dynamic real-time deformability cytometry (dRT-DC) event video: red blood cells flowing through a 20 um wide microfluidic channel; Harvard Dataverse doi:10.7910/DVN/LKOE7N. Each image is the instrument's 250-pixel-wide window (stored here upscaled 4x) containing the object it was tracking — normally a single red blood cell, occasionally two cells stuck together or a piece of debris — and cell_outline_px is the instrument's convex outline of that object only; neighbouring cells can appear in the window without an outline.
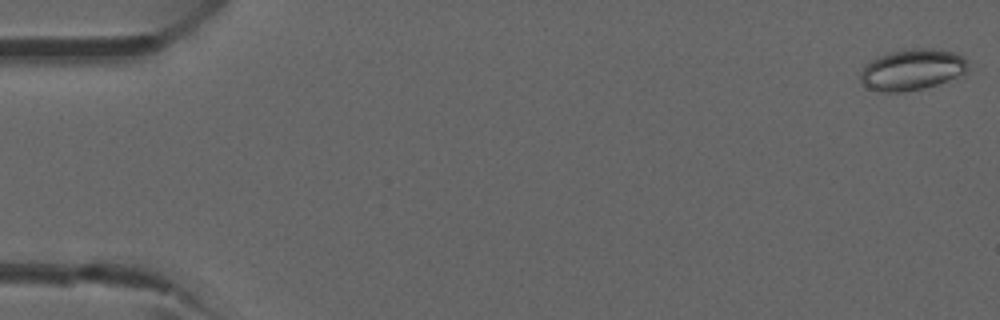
{"species": "common noctule bat (a hibernating species)", "species_latin": "Nyctalus noctula", "temperature_condition": "room temperature", "stored_images_in_passage": 49, "camera_frame_rate_fps": 3000, "um_per_image_px": 0.085, "animal": {"sex": "male", "forearm_length_mm": 52.5}, "frame": {"image": 1, "passage_image": 1, "time_ms": 0.0, "image_size_px": [1000, 320], "cell_outline_px": [[968, 72], [964, 76], [924, 88], [904, 92], [884, 92], [868, 88], [860, 80], [860, 72], [864, 64], [888, 52], [904, 48], [932, 48], [952, 52], [964, 56], [968, 60]], "centroid_in_image_um": [77.57, 5.91], "position_along_channel_um": 7.4, "area_um2": 26.3}}
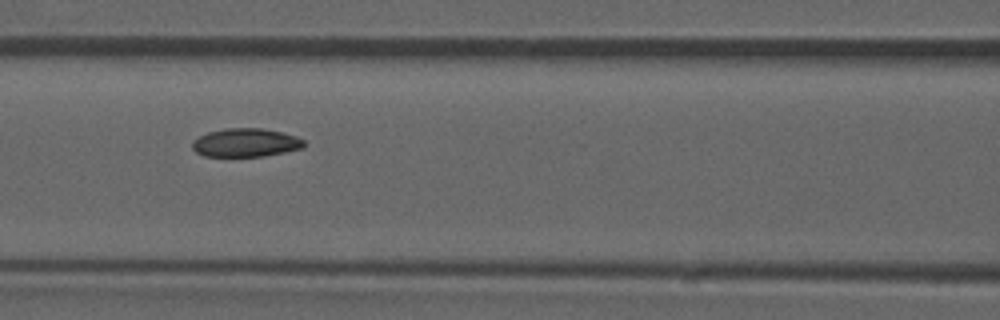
{"frame": {"image": 2, "passage_image": 23, "time_ms": 7.333, "image_size_px": [1000, 320], "cell_outline_px": [[304, 148], [264, 156], [204, 156], [196, 152], [192, 148], [192, 140], [208, 132], [224, 128], [260, 128], [280, 132], [296, 136], [304, 140]], "centroid_in_image_um": [20.87, 12.12], "position_along_channel_um": 145.7, "area_um2": 18.5}}
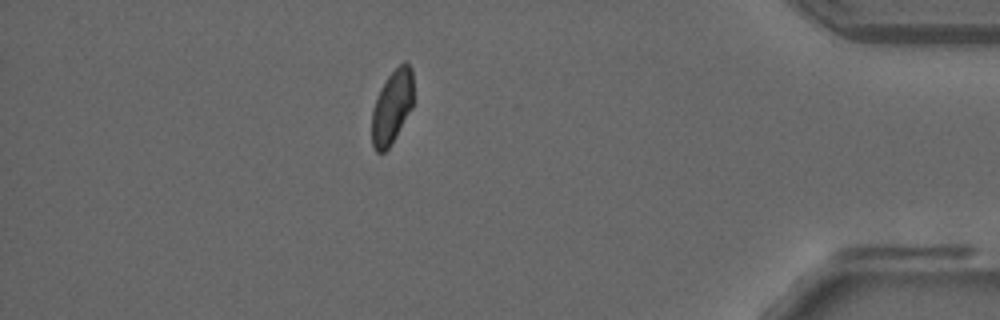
{"frame": {"image": 3, "passage_image": 46, "time_ms": 15.0, "image_size_px": [1000, 320], "cell_outline_px": [[412, 108], [388, 148], [384, 152], [376, 152], [372, 144], [372, 108], [380, 88], [388, 76], [404, 60], [412, 68]], "centroid_in_image_um": [33.3, 9.07], "position_along_channel_um": 401.9, "area_um2": 17.63}, "authors_computed_cell_mechanics": {"area_um2": 19.4208, "velocity_mm_per_s": 3.8981, "shape_relaxation_time_tau1_ms": null, "shape_relaxation_time_tau2_ms": 10.4039, "deformation_change_tau1": null, "deformation_change_tau2": 0.1277}}